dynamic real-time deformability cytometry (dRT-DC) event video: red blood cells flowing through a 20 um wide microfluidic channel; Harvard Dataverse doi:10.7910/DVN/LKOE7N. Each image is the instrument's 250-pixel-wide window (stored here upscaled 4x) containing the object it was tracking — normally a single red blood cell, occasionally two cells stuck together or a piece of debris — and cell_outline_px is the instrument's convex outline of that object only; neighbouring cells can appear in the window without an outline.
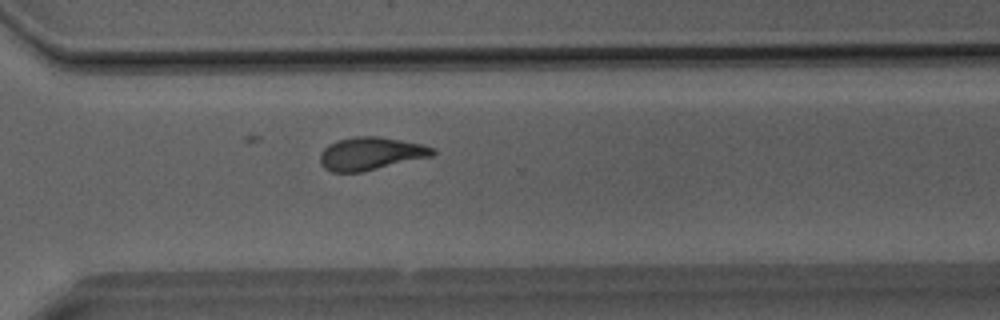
{"species": "Egyptian fruit bat (a non-hibernating species)", "species_latin": "Rousettus aegyptiacus", "temperature_condition": "room temperature", "stored_images_in_passage": 33, "camera_frame_rate_fps": 3000, "um_per_image_px": 0.085, "animal": {"sex": "male"}, "frame": {"image": 1, "passage_image": 22, "time_ms": 7.0, "image_size_px": [1000, 320], "cell_outline_px": [[436, 152], [432, 156], [360, 172], [332, 172], [324, 168], [320, 164], [320, 152], [328, 144], [336, 140], [356, 136], [376, 136], [400, 140], [420, 144], [436, 148]], "centroid_in_image_um": [31.47, 13.05], "position_along_channel_um": 339.1, "area_um2": 21.5}}
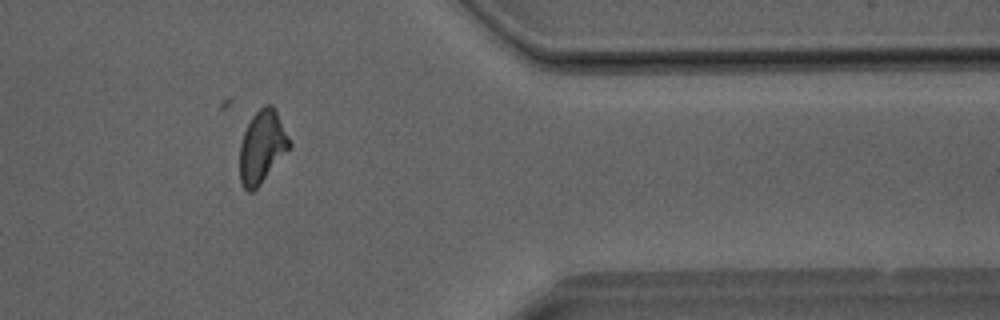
{"frame": {"image": 2, "passage_image": 26, "time_ms": 8.333, "image_size_px": [1000, 320], "cell_outline_px": [[292, 144], [260, 184], [252, 192], [248, 192], [244, 188], [240, 180], [240, 144], [244, 132], [252, 116], [264, 104], [272, 104]], "centroid_in_image_um": [22.25, 12.47], "position_along_channel_um": 389.1, "area_um2": 20.52}}
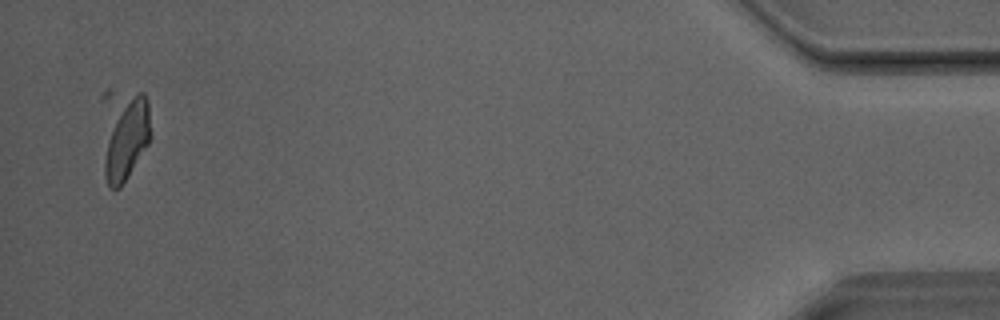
{"frame": {"image": 3, "passage_image": 32, "time_ms": 10.333, "image_size_px": [1000, 320], "cell_outline_px": [[152, 132], [148, 144], [120, 188], [108, 188], [104, 176], [100, 100], [100, 96], [108, 88], [112, 88], [144, 92], [148, 104]], "centroid_in_image_um": [10.48, 11.26], "position_along_channel_um": 424.7, "area_um2": 28.21}}